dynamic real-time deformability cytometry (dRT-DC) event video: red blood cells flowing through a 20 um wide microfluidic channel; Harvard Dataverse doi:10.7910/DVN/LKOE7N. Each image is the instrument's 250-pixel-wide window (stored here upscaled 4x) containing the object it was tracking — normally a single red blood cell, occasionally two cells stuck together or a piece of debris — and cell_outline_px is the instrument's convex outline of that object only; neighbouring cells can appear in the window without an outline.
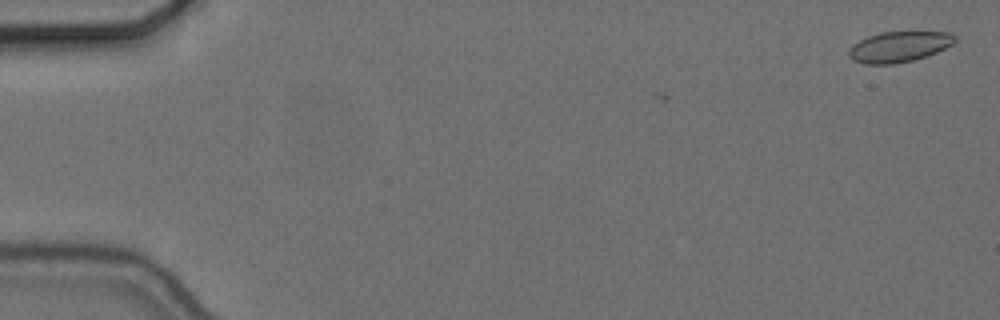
{"species": "common noctule bat (a hibernating species)", "species_latin": "Nyctalus noctula", "temperature_condition": "cold", "stored_images_in_passage": 4, "camera_frame_rate_fps": 3000, "um_per_image_px": 0.085, "animal": {"sex": "female", "body_mass_g": 24.6, "forearm_length_mm": 56.2}, "frame": {"image": 1, "passage_image": 2, "time_ms": 0.333, "image_size_px": [1000, 320], "cell_outline_px": [[956, 40], [952, 44], [928, 56], [912, 60], [892, 64], [864, 64], [852, 60], [848, 56], [848, 52], [852, 44], [868, 36], [880, 32], [952, 32], [956, 36]], "centroid_in_image_um": [76.4, 3.97], "position_along_channel_um": 8.6, "area_um2": 18.96}}